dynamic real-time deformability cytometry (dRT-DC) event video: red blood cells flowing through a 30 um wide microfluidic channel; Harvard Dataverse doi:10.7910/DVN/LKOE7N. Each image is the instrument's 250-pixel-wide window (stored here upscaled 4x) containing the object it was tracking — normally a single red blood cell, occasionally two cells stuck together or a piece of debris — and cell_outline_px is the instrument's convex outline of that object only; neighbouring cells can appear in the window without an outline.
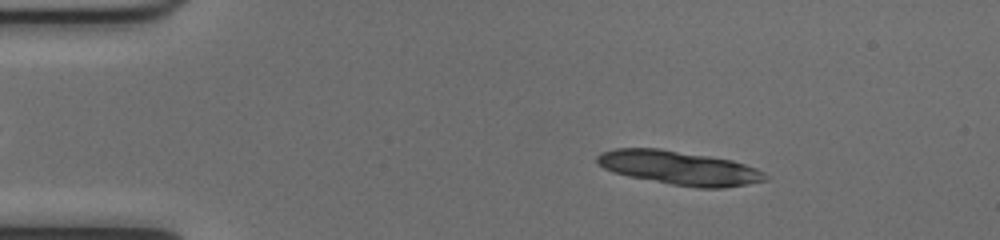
{"species": "common noctule bat (a hibernating species)", "species_latin": "Nyctalus noctula", "temperature_condition": "cold", "stored_images_in_passage": 38, "camera_frame_rate_fps": 3000, "um_per_image_px": 0.085, "animal": {"sex": "female", "body_mass_g": 17.0, "forearm_length_mm": 48.0}, "frame": {"image": 1, "passage_image": 8, "time_ms": 2.333, "image_size_px": [1000, 240], "cell_outline_px": [[768, 180], [724, 188], [700, 188], [672, 184], [628, 176], [612, 172], [596, 164], [596, 156], [600, 152], [612, 148], [660, 148], [732, 160], [756, 168], [764, 172], [768, 176]], "centroid_in_image_um": [57.7, 14.26], "position_along_channel_um": 27.3, "area_um2": 33.29}}
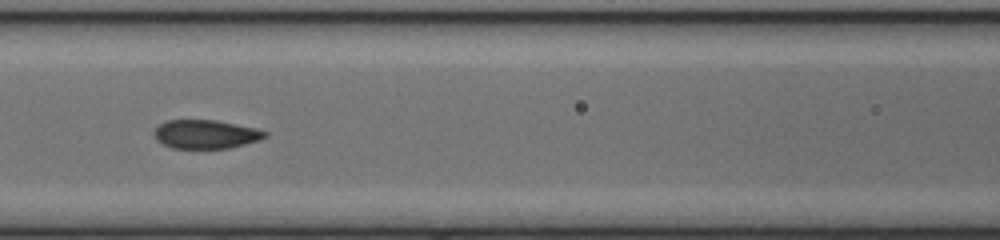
{"frame": {"image": 2, "passage_image": 23, "time_ms": 7.333, "image_size_px": [1000, 240], "cell_outline_px": [[268, 136], [260, 140], [228, 148], [172, 148], [156, 140], [152, 132], [160, 124], [168, 120], [216, 120], [256, 128], [268, 132]], "centroid_in_image_um": [17.49, 11.4], "position_along_channel_um": 149.1, "area_um2": 18.55}}
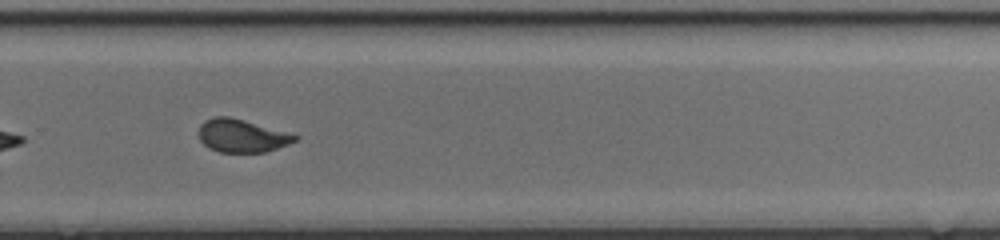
{"frame": {"image": 3, "passage_image": 35, "time_ms": 11.333, "image_size_px": [1000, 240], "cell_outline_px": [[300, 136], [296, 140], [288, 144], [264, 152], [220, 152], [208, 148], [200, 140], [196, 132], [200, 124], [204, 120], [216, 116], [228, 116], [292, 132]], "centroid_in_image_um": [20.54, 11.52], "position_along_channel_um": 309.3, "area_um2": 18.84}}